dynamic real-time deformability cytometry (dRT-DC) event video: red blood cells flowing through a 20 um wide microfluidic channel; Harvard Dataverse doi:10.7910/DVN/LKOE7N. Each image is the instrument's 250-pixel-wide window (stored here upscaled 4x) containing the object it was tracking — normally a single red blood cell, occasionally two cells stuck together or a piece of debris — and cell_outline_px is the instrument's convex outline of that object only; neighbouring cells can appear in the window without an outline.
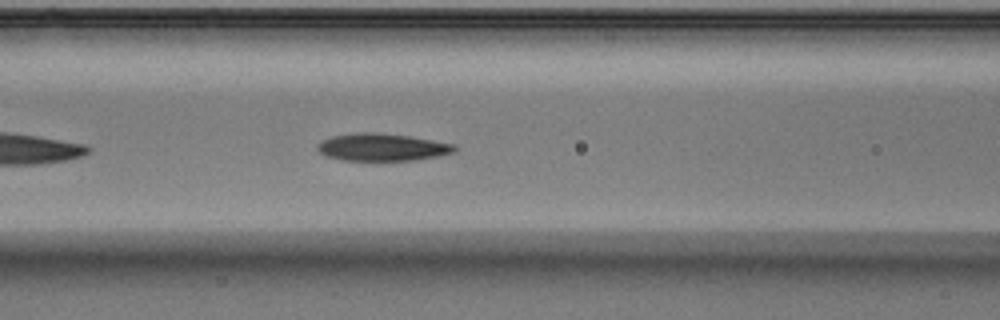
{"species": "Egyptian fruit bat (a non-hibernating species)", "species_latin": "Rousettus aegyptiacus", "temperature_condition": "warm", "stored_images_in_passage": 39, "camera_frame_rate_fps": 3000, "um_per_image_px": 0.085, "animal": {"sex": "male"}, "frame": {"image": 1, "passage_image": 8, "time_ms": 2.333, "image_size_px": [1000, 320], "cell_outline_px": [[456, 152], [416, 160], [344, 160], [324, 156], [316, 148], [316, 144], [320, 140], [332, 136], [356, 132], [372, 132], [408, 136], [456, 144]], "centroid_in_image_um": [32.44, 12.51], "position_along_channel_um": 134.2, "area_um2": 21.96}}
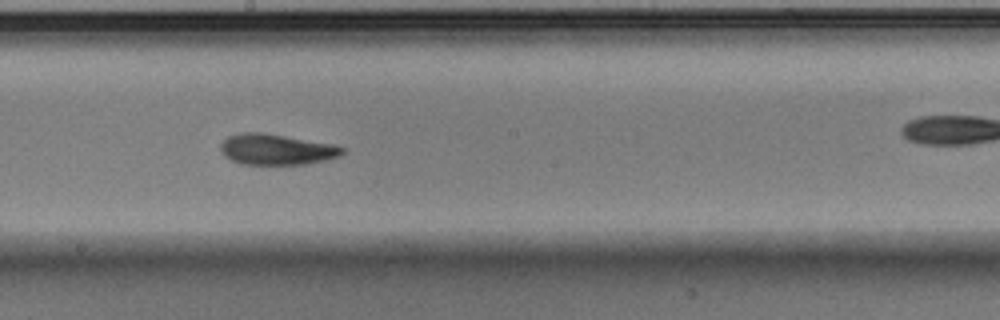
{"frame": {"image": 2, "passage_image": 15, "time_ms": 4.667, "image_size_px": [1000, 320], "cell_outline_px": [[344, 152], [340, 156], [328, 160], [308, 164], [240, 164], [224, 156], [220, 152], [220, 144], [228, 136], [240, 132], [260, 132], [336, 144], [344, 148]], "centroid_in_image_um": [23.51, 12.7], "position_along_channel_um": 224.7, "area_um2": 22.08}}
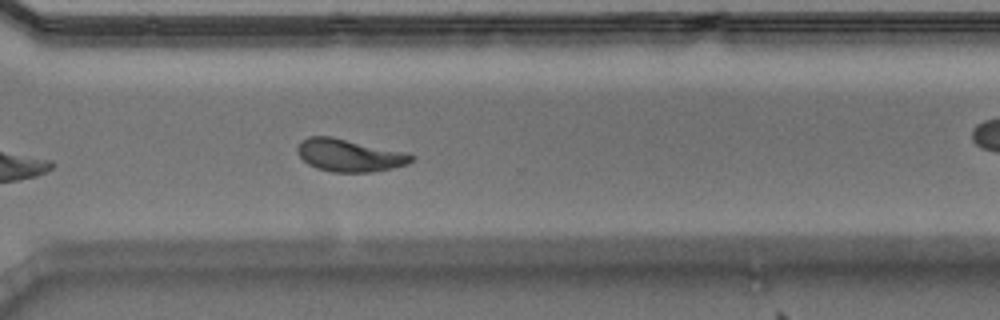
{"frame": {"image": 3, "passage_image": 24, "time_ms": 7.667, "image_size_px": [1000, 320], "cell_outline_px": [[416, 156], [408, 164], [396, 168], [372, 172], [332, 172], [316, 168], [308, 164], [296, 152], [296, 148], [300, 140], [308, 136], [332, 136]], "centroid_in_image_um": [29.63, 13.21], "position_along_channel_um": 341.0, "area_um2": 21.44}, "authors_computed_cell_mechanics": {"area_um2": 21.6172, "velocity_mm_per_s": 3.8787, "shape_relaxation_time_tau1_ms": 3.675, "shape_relaxation_time_tau2_ms": 1.4938, "deformation_change_tau1": 0.1712, "deformation_change_tau2": 0.0854}}